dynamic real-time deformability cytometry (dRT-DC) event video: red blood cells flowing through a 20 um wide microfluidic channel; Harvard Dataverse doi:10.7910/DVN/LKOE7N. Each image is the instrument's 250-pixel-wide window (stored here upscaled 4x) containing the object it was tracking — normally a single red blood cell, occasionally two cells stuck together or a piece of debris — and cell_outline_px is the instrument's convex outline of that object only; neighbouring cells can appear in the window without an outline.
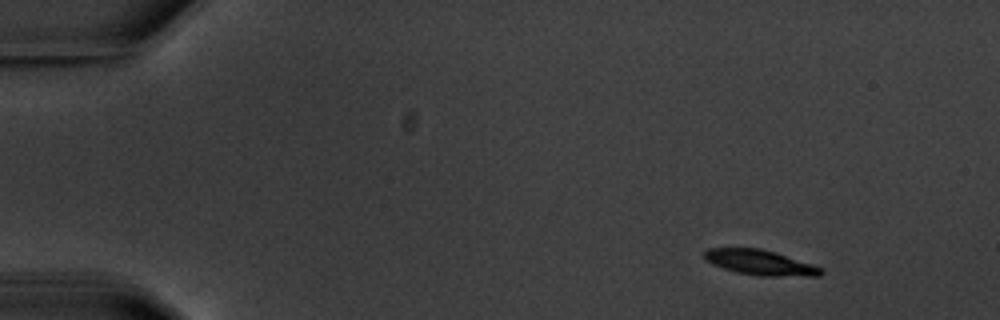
{"species": "common noctule bat (a hibernating species)", "species_latin": "Nyctalus noctula", "temperature_condition": "warm", "stored_images_in_passage": 14, "camera_frame_rate_fps": 3000, "um_per_image_px": 0.085, "animal": {"sex": "male", "body_mass_g": 20.1, "forearm_length_mm": 53.5}, "frame": {"image": 1, "passage_image": 3, "time_ms": 2.333, "image_size_px": [1000, 320], "cell_outline_px": [[824, 272], [820, 276], [760, 276], [736, 272], [712, 264], [704, 260], [704, 252], [708, 248], [760, 248], [776, 252], [812, 264], [820, 268]], "centroid_in_image_um": [64.6, 22.31], "position_along_channel_um": 20.4, "area_um2": 17.11}}
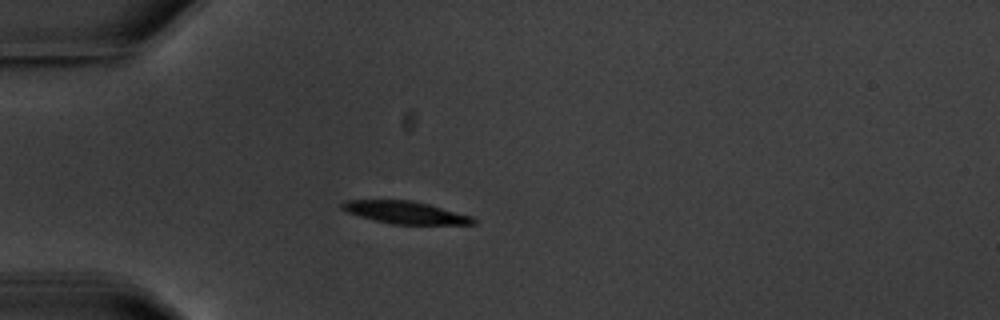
{"frame": {"image": 2, "passage_image": 5, "time_ms": 5.667, "image_size_px": [1000, 320], "cell_outline_px": [[476, 224], [392, 224], [360, 216], [348, 212], [340, 208], [340, 204], [344, 200], [412, 200], [428, 204], [472, 216], [476, 220]], "centroid_in_image_um": [34.44, 18.05], "position_along_channel_um": 50.6, "area_um2": 16.99}, "authors_computed_cell_mechanics": {"area_um2": 17.6579, "velocity_mm_per_s": 3.4479, "shape_relaxation_time_tau1_ms": 2.5979, "shape_relaxation_time_tau2_ms": null, "deformation_change_tau1": 0.1121, "deformation_change_tau2": null}}